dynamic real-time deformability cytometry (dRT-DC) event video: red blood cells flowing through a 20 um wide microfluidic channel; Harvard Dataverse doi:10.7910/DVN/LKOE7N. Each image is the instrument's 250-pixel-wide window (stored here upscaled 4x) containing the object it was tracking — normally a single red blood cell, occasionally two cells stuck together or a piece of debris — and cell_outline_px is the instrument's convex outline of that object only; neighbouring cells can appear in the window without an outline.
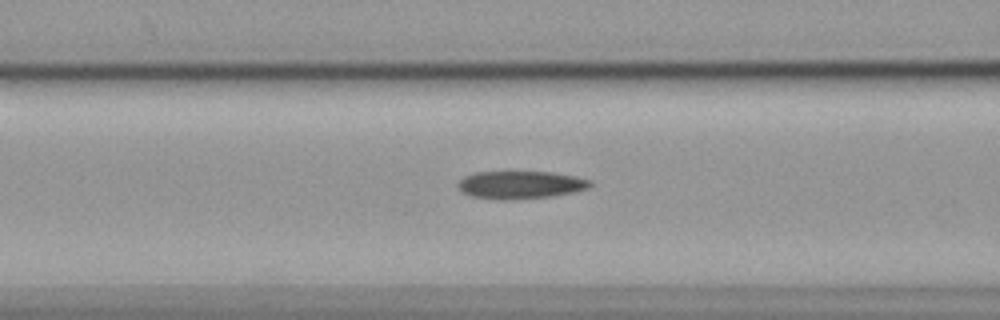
{"species": "common noctule bat (a hibernating species)", "species_latin": "Nyctalus noctula", "temperature_condition": "cold", "stored_images_in_passage": 56, "camera_frame_rate_fps": 3000, "um_per_image_px": 0.085, "animal": {"sex": "female", "body_mass_g": 19.9}, "frame": {"image": 1, "passage_image": 22, "time_ms": 7.0, "image_size_px": [1000, 320], "cell_outline_px": [[592, 184], [588, 188], [572, 192], [552, 196], [504, 200], [472, 196], [456, 188], [456, 184], [464, 176], [476, 172], [552, 172], [576, 176], [592, 180]], "centroid_in_image_um": [44.24, 15.7], "position_along_channel_um": 122.4, "area_um2": 21.33}}
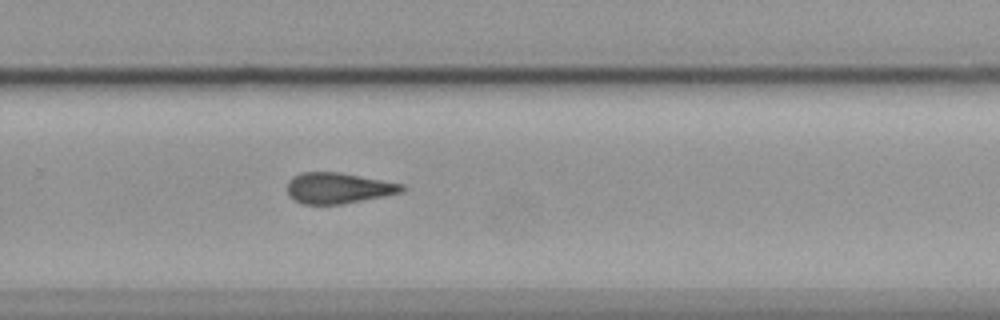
{"frame": {"image": 2, "passage_image": 37, "time_ms": 12.0, "image_size_px": [1000, 320], "cell_outline_px": [[408, 188], [404, 192], [384, 196], [340, 204], [304, 204], [288, 196], [288, 180], [292, 176], [300, 172], [340, 172], [404, 184]], "centroid_in_image_um": [28.77, 15.97], "position_along_channel_um": 301.0, "area_um2": 20.69}}
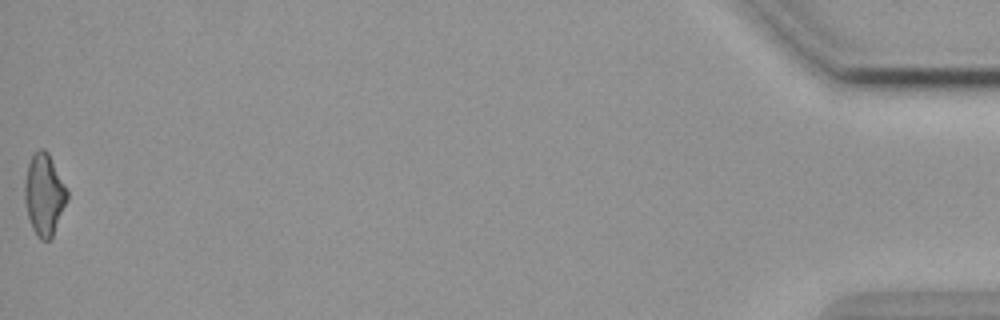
{"frame": {"image": 3, "passage_image": 56, "time_ms": 18.333, "image_size_px": [1000, 320], "cell_outline_px": [[68, 200], [52, 236], [48, 240], [40, 240], [36, 236], [32, 228], [28, 216], [24, 200], [24, 180], [28, 164], [32, 156], [40, 148], [44, 148], [48, 152], [68, 192]], "centroid_in_image_um": [3.74, 16.55], "position_along_channel_um": 431.5, "area_um2": 20.11}, "authors_computed_cell_mechanics": {"area_um2": 20.9814, "velocity_mm_per_s": 3.5925, "shape_relaxation_time_tau1_ms": null, "shape_relaxation_time_tau2_ms": 7.6802, "deformation_change_tau1": null, "deformation_change_tau2": 0.1882}}